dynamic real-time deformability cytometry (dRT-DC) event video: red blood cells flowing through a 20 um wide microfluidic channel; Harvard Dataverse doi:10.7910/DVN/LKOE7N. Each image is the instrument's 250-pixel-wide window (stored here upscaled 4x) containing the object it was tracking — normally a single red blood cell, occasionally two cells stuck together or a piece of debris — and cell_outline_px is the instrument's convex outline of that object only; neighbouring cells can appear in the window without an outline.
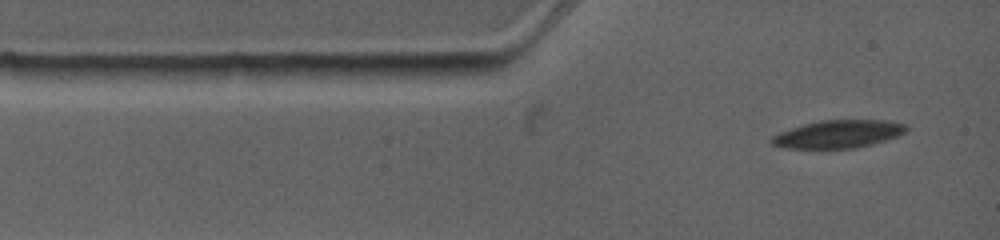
{"species": "common noctule bat (a hibernating species)", "species_latin": "Nyctalus noctula", "temperature_condition": "warm", "stored_images_in_passage": 4, "camera_frame_rate_fps": 4500, "um_per_image_px": 0.085, "animal": {"sex": "female", "body_mass_g": 19.0, "forearm_length_mm": 53.3}, "frame": {"image": 1, "passage_image": 1, "time_ms": 0.0, "image_size_px": [1000, 240], "cell_outline_px": [[908, 128], [904, 132], [896, 136], [884, 140], [856, 148], [784, 148], [772, 144], [768, 140], [772, 136], [780, 132], [804, 124], [820, 120], [884, 120], [908, 124]], "centroid_in_image_um": [71.23, 11.39], "position_along_channel_um": 13.8, "area_um2": 21.68}}
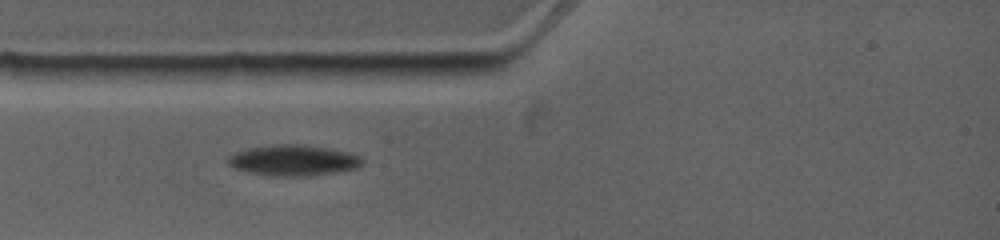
{"frame": {"image": 2, "passage_image": 3, "time_ms": 2.0, "image_size_px": [1000, 240], "cell_outline_px": [[364, 160], [356, 168], [336, 172], [304, 176], [284, 176], [252, 172], [236, 168], [228, 164], [228, 156], [236, 152], [248, 148], [272, 144], [296, 144], [328, 148], [348, 152], [360, 156]], "centroid_in_image_um": [24.95, 13.61], "position_along_channel_um": 60.1, "area_um2": 23.64}}
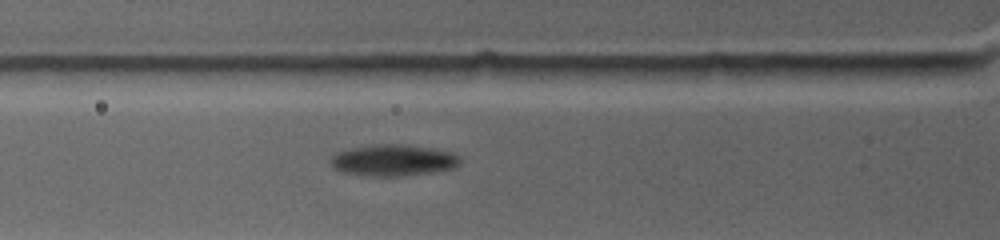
{"frame": {"image": 3, "passage_image": 4, "time_ms": 2.889, "image_size_px": [1000, 240], "cell_outline_px": [[460, 164], [456, 168], [432, 172], [396, 176], [372, 176], [340, 172], [332, 168], [332, 156], [340, 152], [352, 148], [376, 144], [400, 144], [432, 148], [452, 152], [460, 156]], "centroid_in_image_um": [33.47, 13.62], "position_along_channel_um": 92.3, "area_um2": 23.58}}